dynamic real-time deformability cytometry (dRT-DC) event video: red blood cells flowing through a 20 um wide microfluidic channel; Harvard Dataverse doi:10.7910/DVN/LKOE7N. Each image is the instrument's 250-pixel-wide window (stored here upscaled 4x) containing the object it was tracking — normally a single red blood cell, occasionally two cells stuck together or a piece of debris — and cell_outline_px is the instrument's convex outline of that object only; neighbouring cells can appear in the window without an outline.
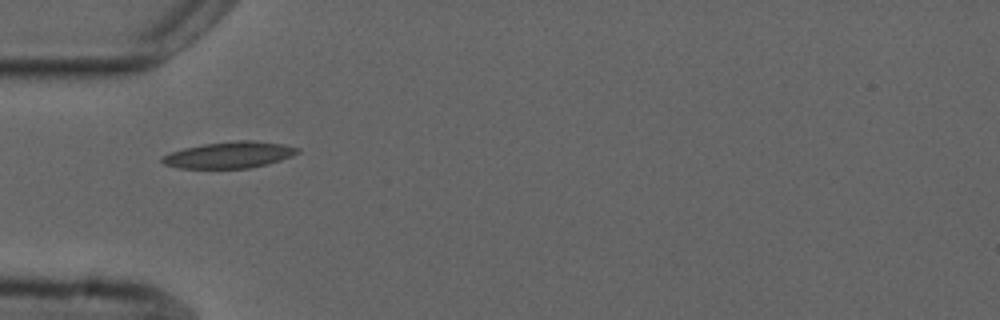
{"species": "common noctule bat (a hibernating species)", "species_latin": "Nyctalus noctula", "temperature_condition": "cold", "stored_images_in_passage": 35, "camera_frame_rate_fps": 3000, "um_per_image_px": 0.085, "animal": {"sex": "male", "forearm_length_mm": 52.5}, "frame": {"image": 1, "passage_image": 1, "time_ms": 0.0, "image_size_px": [1000, 320], "cell_outline_px": [[300, 152], [292, 156], [280, 160], [248, 168], [180, 168], [164, 164], [160, 160], [160, 156], [184, 148], [204, 144], [236, 140], [252, 140], [284, 144], [300, 148]], "centroid_in_image_um": [19.49, 13.16], "position_along_channel_um": 65.5, "area_um2": 20.75}}
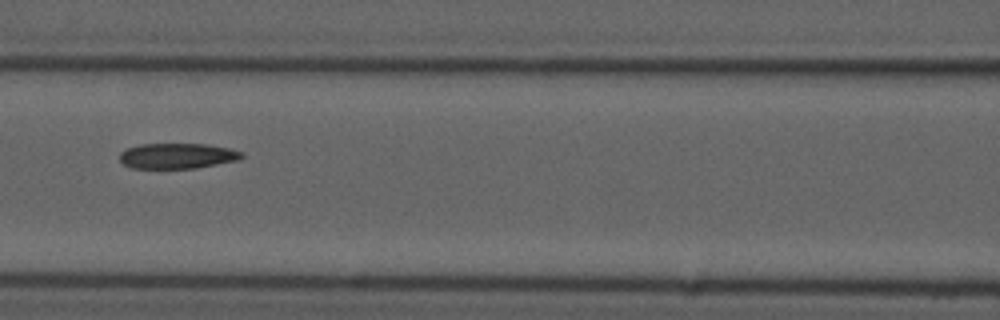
{"frame": {"image": 2, "passage_image": 8, "time_ms": 2.333, "image_size_px": [1000, 320], "cell_outline_px": [[244, 156], [240, 160], [196, 168], [132, 168], [124, 164], [120, 160], [120, 152], [128, 148], [140, 144], [208, 144], [228, 148], [244, 152]], "centroid_in_image_um": [15.11, 13.25], "position_along_channel_um": 151.5, "area_um2": 18.15}}
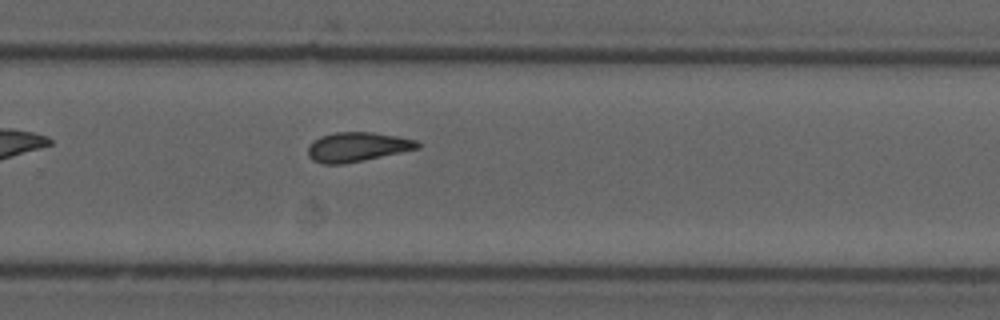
{"frame": {"image": 3, "passage_image": 20, "time_ms": 6.333, "image_size_px": [1000, 320], "cell_outline_px": [[420, 148], [364, 160], [344, 164], [324, 164], [312, 160], [308, 156], [308, 148], [320, 136], [336, 132], [372, 132], [396, 136], [416, 140], [420, 144]], "centroid_in_image_um": [30.37, 12.49], "position_along_channel_um": 299.4, "area_um2": 18.61}, "authors_computed_cell_mechanics": {"area_um2": 18.6116, "velocity_mm_per_s": 3.7113, "shape_relaxation_time_tau1_ms": null, "shape_relaxation_time_tau2_ms": 3.3535, "deformation_change_tau1": null, "deformation_change_tau2": 0.112}}